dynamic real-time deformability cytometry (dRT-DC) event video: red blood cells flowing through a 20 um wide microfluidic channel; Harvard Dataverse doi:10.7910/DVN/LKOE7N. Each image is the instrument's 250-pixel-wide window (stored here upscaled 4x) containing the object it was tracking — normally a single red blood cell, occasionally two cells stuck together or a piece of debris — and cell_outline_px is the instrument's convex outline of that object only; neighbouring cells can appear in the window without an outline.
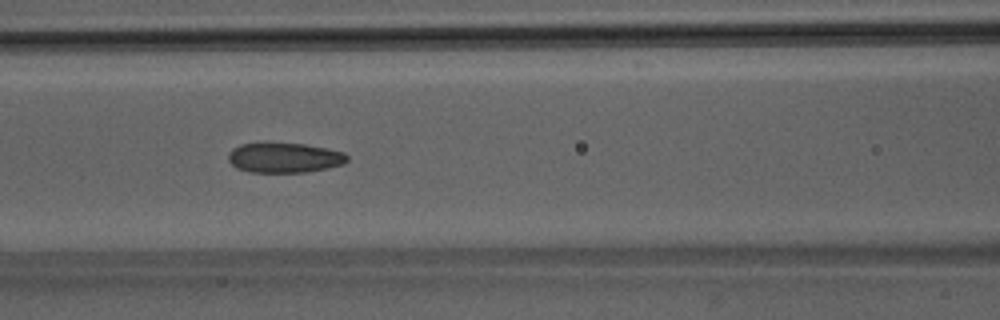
{"species": "Egyptian fruit bat (a non-hibernating species)", "species_latin": "Rousettus aegyptiacus", "temperature_condition": "room temperature", "stored_images_in_passage": 8, "camera_frame_rate_fps": 3000, "um_per_image_px": 0.085, "animal": {"sex": "male"}, "frame": {"image": 1, "passage_image": 6, "time_ms": 6.333, "image_size_px": [1000, 320], "cell_outline_px": [[348, 160], [344, 164], [328, 168], [308, 172], [248, 172], [236, 168], [228, 160], [228, 152], [232, 148], [240, 144], [264, 140], [268, 140], [304, 144], [344, 152], [348, 156]], "centroid_in_image_um": [24.11, 13.36], "position_along_channel_um": 142.5, "area_um2": 21.62}}